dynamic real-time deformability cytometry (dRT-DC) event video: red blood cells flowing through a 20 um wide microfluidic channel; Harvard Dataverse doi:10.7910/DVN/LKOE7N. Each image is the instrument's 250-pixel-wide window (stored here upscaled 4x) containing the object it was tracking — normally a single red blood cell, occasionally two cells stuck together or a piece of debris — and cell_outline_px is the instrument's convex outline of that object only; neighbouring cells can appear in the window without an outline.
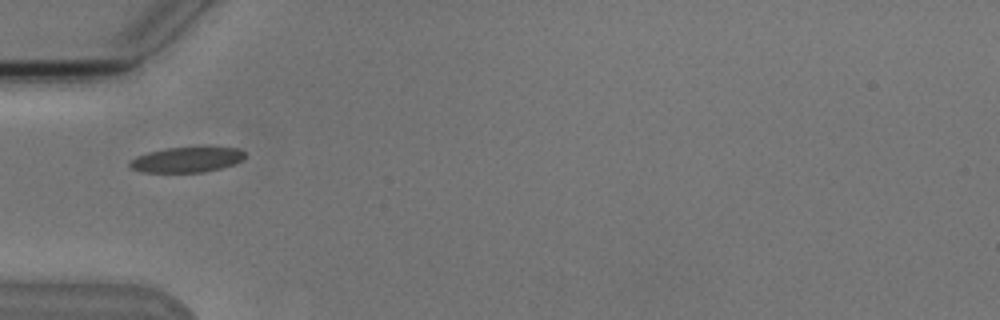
{"species": "Egyptian fruit bat (a non-hibernating species)", "species_latin": "Rousettus aegyptiacus", "temperature_condition": "cold", "stored_images_in_passage": 4, "camera_frame_rate_fps": 3000, "um_per_image_px": 0.085, "animal": {"sex": "male"}, "frame": {"image": 1, "passage_image": 1, "time_ms": 0.0, "image_size_px": [1000, 320], "cell_outline_px": [[244, 160], [220, 168], [204, 172], [140, 172], [128, 168], [128, 160], [136, 156], [148, 152], [164, 148], [208, 144], [240, 148], [244, 152]], "centroid_in_image_um": [15.88, 13.52], "position_along_channel_um": 69.1, "area_um2": 18.03}}
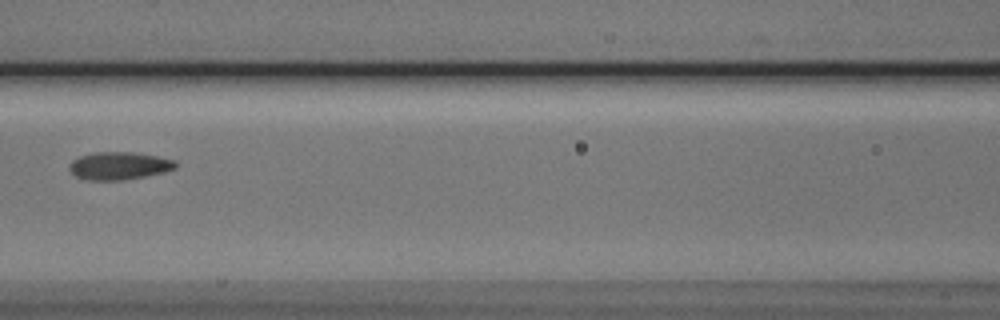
{"frame": {"image": 2, "passage_image": 3, "time_ms": 2.333, "image_size_px": [1000, 320], "cell_outline_px": [[176, 168], [164, 172], [124, 180], [84, 180], [76, 176], [68, 168], [68, 164], [72, 160], [80, 156], [96, 152], [132, 152], [156, 156], [176, 160]], "centroid_in_image_um": [10.1, 14.09], "position_along_channel_um": 156.5, "area_um2": 17.17}}
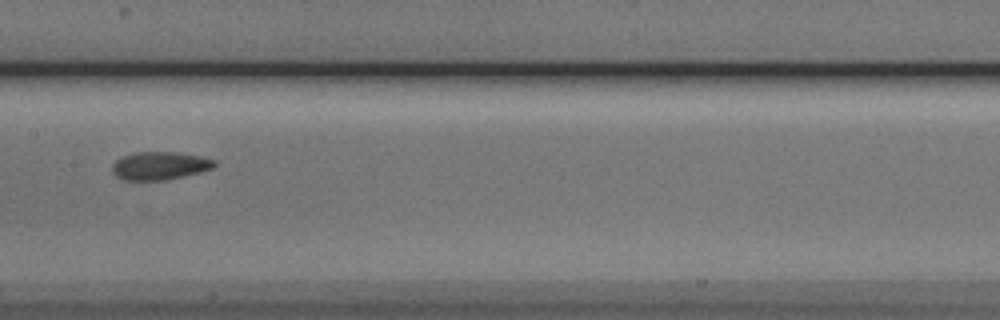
{"frame": {"image": 3, "passage_image": 4, "time_ms": 3.333, "image_size_px": [1000, 320], "cell_outline_px": [[216, 164], [212, 168], [200, 172], [184, 176], [164, 180], [120, 180], [112, 172], [112, 164], [120, 156], [136, 152], [176, 152], [200, 156], [216, 160]], "centroid_in_image_um": [13.54, 14.08], "position_along_channel_um": 193.9, "area_um2": 16.82}}